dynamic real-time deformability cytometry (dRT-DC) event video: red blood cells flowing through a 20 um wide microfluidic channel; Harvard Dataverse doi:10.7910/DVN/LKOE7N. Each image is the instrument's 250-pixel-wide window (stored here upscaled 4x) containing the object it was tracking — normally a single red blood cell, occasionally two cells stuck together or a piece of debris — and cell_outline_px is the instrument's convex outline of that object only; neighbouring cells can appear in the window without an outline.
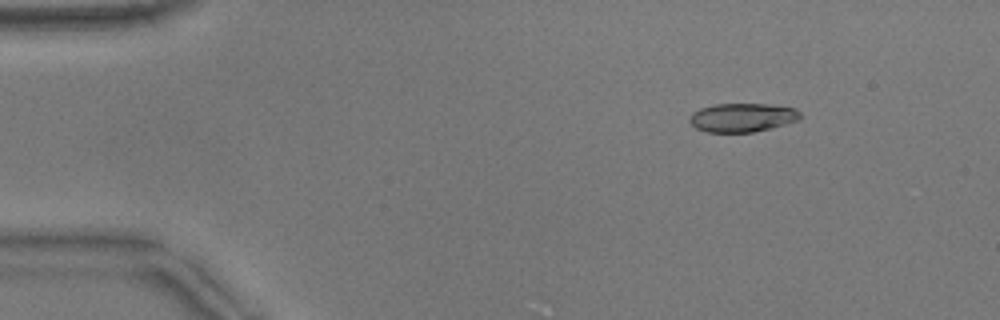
{"species": "common noctule bat (a hibernating species)", "species_latin": "Nyctalus noctula", "temperature_condition": "warm", "stored_images_in_passage": 52, "camera_frame_rate_fps": 3000, "um_per_image_px": 0.085, "animal": {"sex": "male", "body_mass_g": 17.9}, "frame": {"image": 1, "passage_image": 7, "time_ms": 2.0, "image_size_px": [1000, 320], "cell_outline_px": [[804, 116], [800, 120], [752, 132], [708, 132], [696, 128], [688, 120], [692, 112], [700, 108], [716, 104], [768, 104], [796, 108]], "centroid_in_image_um": [63.12, 9.98], "position_along_channel_um": 21.9, "area_um2": 18.55}}
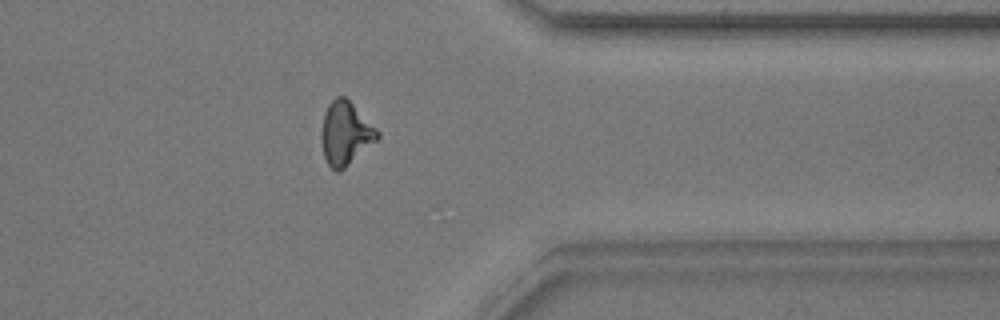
{"frame": {"image": 2, "passage_image": 42, "time_ms": 13.667, "image_size_px": [1000, 320], "cell_outline_px": [[380, 136], [376, 140], [340, 172], [336, 172], [328, 164], [324, 156], [320, 136], [320, 132], [324, 112], [328, 104], [336, 96], [344, 96], [380, 132]], "centroid_in_image_um": [29.33, 11.34], "position_along_channel_um": 382.1, "area_um2": 20.46}}
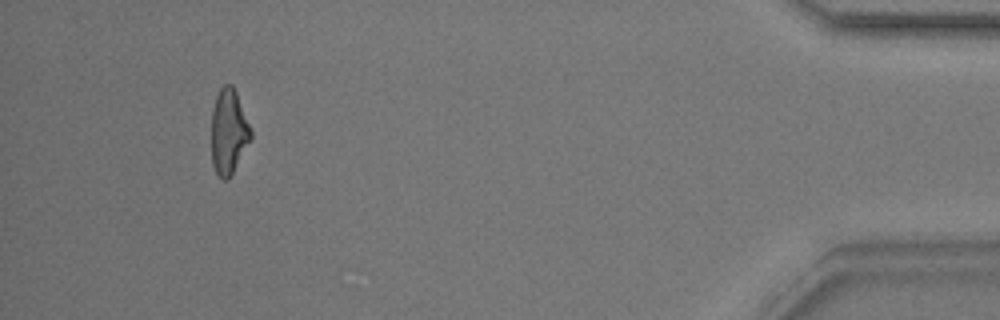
{"frame": {"image": 3, "passage_image": 49, "time_ms": 16.0, "image_size_px": [1000, 320], "cell_outline_px": [[252, 136], [228, 180], [224, 180], [216, 172], [212, 164], [212, 108], [216, 96], [220, 88], [224, 84], [232, 84], [236, 92], [252, 132]], "centroid_in_image_um": [19.42, 11.17], "position_along_channel_um": 415.8, "area_um2": 19.19}, "authors_computed_cell_mechanics": {"area_um2": 19.5942, "velocity_mm_per_s": 3.8666, "shape_relaxation_time_tau1_ms": 3.5028, "shape_relaxation_time_tau2_ms": 2.1392, "deformation_change_tau1": 0.162, "deformation_change_tau2": 0.1104}}